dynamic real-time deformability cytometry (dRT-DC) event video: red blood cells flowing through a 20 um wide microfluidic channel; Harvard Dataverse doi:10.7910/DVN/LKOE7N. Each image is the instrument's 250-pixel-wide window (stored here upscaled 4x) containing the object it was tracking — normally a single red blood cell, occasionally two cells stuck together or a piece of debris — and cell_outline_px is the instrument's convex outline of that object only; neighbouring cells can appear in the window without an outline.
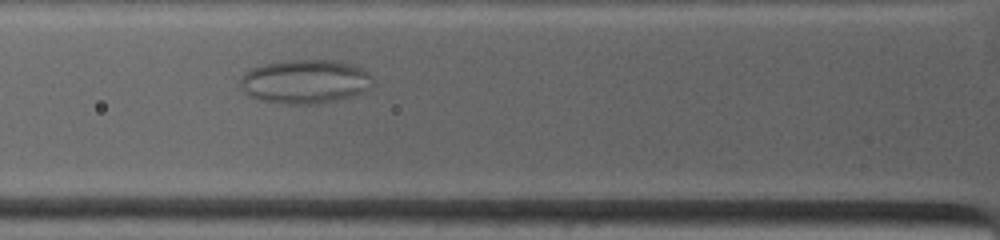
{"species": "common noctule bat (a hibernating species)", "species_latin": "Nyctalus noctula", "temperature_condition": "warm", "stored_images_in_passage": 32, "segment_of_instrument_passage": [1, 3], "camera_frame_rate_fps": 4500, "um_per_image_px": 0.085, "animal": {"sex": "female", "body_mass_g": 19.0, "forearm_length_mm": 53.3}, "frame": {"image": 1, "passage_image": 10, "time_ms": 3.333, "image_size_px": [1000, 240], "cell_outline_px": [[376, 84], [364, 92], [336, 100], [316, 104], [288, 104], [260, 100], [248, 96], [240, 88], [240, 80], [244, 72], [252, 68], [284, 60], [336, 60], [352, 64], [368, 72], [372, 76]], "centroid_in_image_um": [25.96, 6.93], "position_along_channel_um": 99.8, "area_um2": 34.22}}